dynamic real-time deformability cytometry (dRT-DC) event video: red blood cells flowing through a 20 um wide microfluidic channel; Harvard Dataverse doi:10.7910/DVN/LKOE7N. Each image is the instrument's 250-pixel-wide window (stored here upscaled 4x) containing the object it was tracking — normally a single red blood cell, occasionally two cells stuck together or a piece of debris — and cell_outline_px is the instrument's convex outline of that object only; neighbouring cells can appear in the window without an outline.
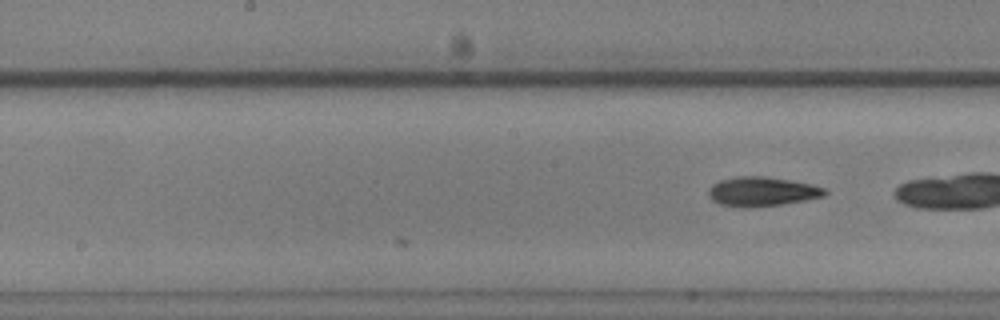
{"species": "common noctule bat (a hibernating species)", "species_latin": "Nyctalus noctula", "temperature_condition": "warm", "stored_images_in_passage": 9, "camera_frame_rate_fps": 3000, "um_per_image_px": 0.085, "animal": {"sex": "male", "body_mass_g": 20.5, "forearm_length_mm": 52.5}, "frame": {"image": 1, "passage_image": 9, "time_ms": 2.667, "image_size_px": [1000, 320], "cell_outline_px": [[828, 192], [824, 196], [804, 200], [780, 204], [752, 208], [744, 208], [720, 204], [712, 200], [708, 196], [708, 188], [712, 184], [720, 180], [736, 176], [764, 176], [792, 180], [812, 184], [824, 188]], "centroid_in_image_um": [64.74, 16.28], "position_along_channel_um": 183.5, "area_um2": 20.06}}